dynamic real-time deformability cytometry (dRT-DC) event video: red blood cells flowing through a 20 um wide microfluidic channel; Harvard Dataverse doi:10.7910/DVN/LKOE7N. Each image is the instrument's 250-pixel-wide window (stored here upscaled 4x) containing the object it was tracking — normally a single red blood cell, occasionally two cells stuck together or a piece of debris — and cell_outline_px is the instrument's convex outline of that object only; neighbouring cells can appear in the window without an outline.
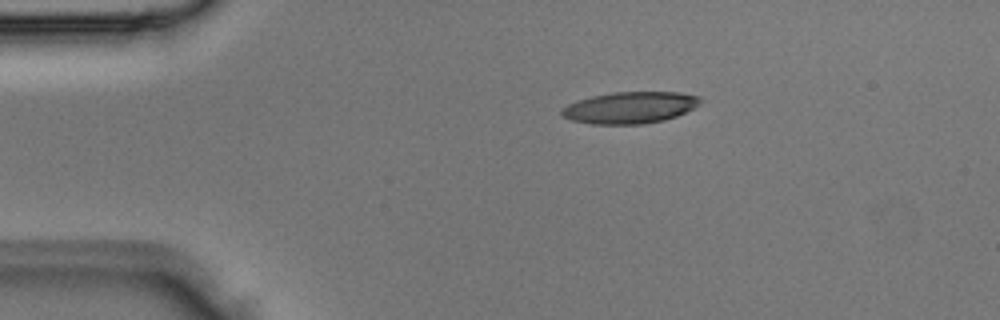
{"species": "Egyptian fruit bat (a non-hibernating species)", "species_latin": "Rousettus aegyptiacus", "temperature_condition": "room temperature", "stored_images_in_passage": 1, "camera_frame_rate_fps": 3000, "um_per_image_px": 0.085, "animal": {"sex": "male"}, "frame": {"image": 1, "passage_image": 1, "time_ms": 0.0, "image_size_px": [1000, 320], "cell_outline_px": [[704, 100], [700, 104], [676, 116], [664, 120], [644, 124], [592, 124], [572, 120], [564, 116], [560, 112], [568, 104], [592, 96], [612, 92], [680, 92], [700, 96]], "centroid_in_image_um": [53.6, 9.14], "position_along_channel_um": 31.4, "area_um2": 25.43}}